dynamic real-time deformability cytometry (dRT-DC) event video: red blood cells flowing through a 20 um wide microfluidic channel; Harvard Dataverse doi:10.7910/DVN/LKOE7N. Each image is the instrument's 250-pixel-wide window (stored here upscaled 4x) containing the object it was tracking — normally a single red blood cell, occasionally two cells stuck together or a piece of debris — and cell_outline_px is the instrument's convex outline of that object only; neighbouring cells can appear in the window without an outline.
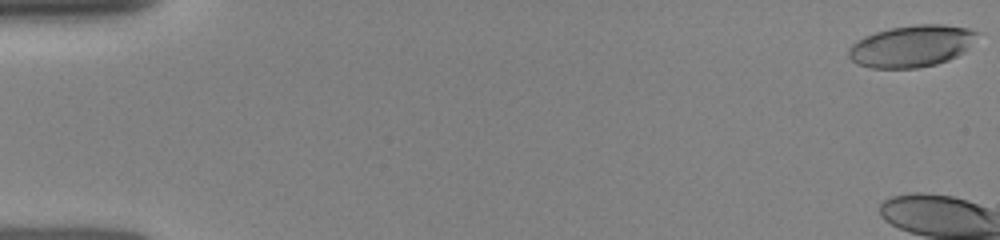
{"species": "human", "species_latin": "Homo sapiens", "temperature_condition": "room temperature", "stored_images_in_passage": 48, "camera_frame_rate_fps": 3000, "um_per_image_px": 0.085, "donor": {"sex": "female"}, "frame": {"image": 1, "passage_image": 1, "time_ms": 0.0, "image_size_px": [1000, 240], "cell_outline_px": [[980, 32], [964, 52], [948, 60], [936, 64], [916, 68], [872, 68], [856, 64], [848, 56], [848, 48], [856, 40], [864, 36], [888, 28], [916, 24], [944, 24], [968, 28]], "centroid_in_image_um": [77.46, 3.91], "position_along_channel_um": 7.5, "area_um2": 31.44}}
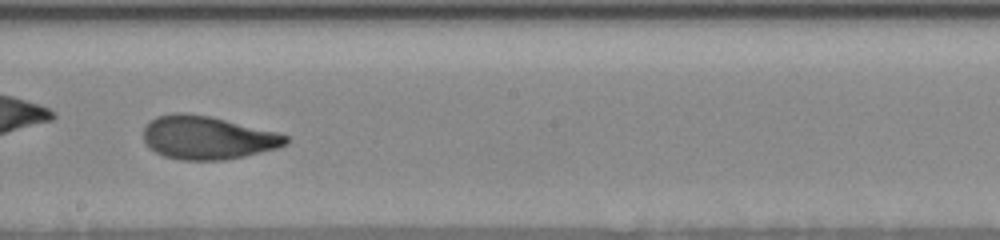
{"frame": {"image": 2, "passage_image": 31, "time_ms": 9.667, "image_size_px": [1000, 240], "cell_outline_px": [[288, 144], [276, 148], [244, 156], [224, 160], [180, 160], [164, 156], [156, 152], [144, 140], [144, 128], [156, 116], [172, 112], [184, 112], [208, 116], [276, 132], [288, 136]], "centroid_in_image_um": [17.62, 11.7], "position_along_channel_um": 230.6, "area_um2": 35.55}}
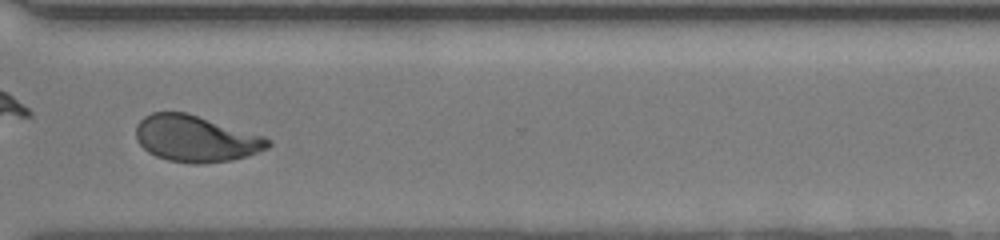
{"frame": {"image": 3, "passage_image": 42, "time_ms": 12.667, "image_size_px": [1000, 240], "cell_outline_px": [[272, 144], [268, 148], [232, 160], [200, 164], [192, 164], [168, 160], [156, 156], [148, 152], [136, 140], [136, 124], [144, 116], [152, 112], [188, 112], [264, 136], [272, 140]], "centroid_in_image_um": [16.63, 11.78], "position_along_channel_um": 354.0, "area_um2": 35.84}}